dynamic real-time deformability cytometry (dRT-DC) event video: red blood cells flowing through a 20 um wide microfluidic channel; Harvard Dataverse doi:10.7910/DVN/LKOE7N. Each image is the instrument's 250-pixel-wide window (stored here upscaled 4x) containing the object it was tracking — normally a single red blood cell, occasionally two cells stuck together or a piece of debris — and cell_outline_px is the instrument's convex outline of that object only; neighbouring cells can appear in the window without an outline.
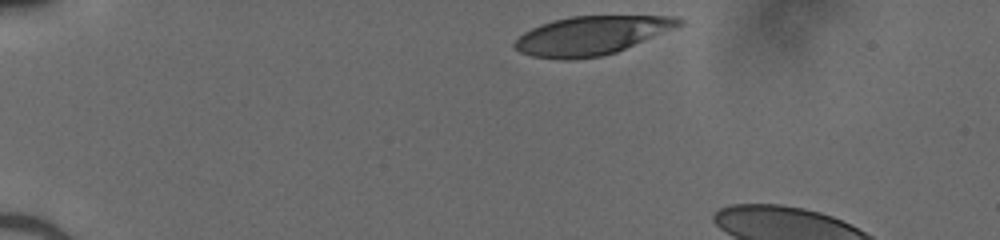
{"species": "human", "species_latin": "Homo sapiens", "temperature_condition": "cold", "stored_images_in_passage": 7, "camera_frame_rate_fps": 3000, "um_per_image_px": 0.085, "donor": {"sex": "male"}, "frame": {"image": 1, "passage_image": 1, "time_ms": 0.0, "image_size_px": [1000, 240], "cell_outline_px": [[684, 24], [616, 52], [600, 56], [572, 60], [560, 60], [532, 56], [520, 52], [512, 44], [524, 32], [540, 24], [552, 20], [572, 16], [672, 16], [684, 20]], "centroid_in_image_um": [50.24, 3.02], "position_along_channel_um": 34.8, "area_um2": 36.88}}